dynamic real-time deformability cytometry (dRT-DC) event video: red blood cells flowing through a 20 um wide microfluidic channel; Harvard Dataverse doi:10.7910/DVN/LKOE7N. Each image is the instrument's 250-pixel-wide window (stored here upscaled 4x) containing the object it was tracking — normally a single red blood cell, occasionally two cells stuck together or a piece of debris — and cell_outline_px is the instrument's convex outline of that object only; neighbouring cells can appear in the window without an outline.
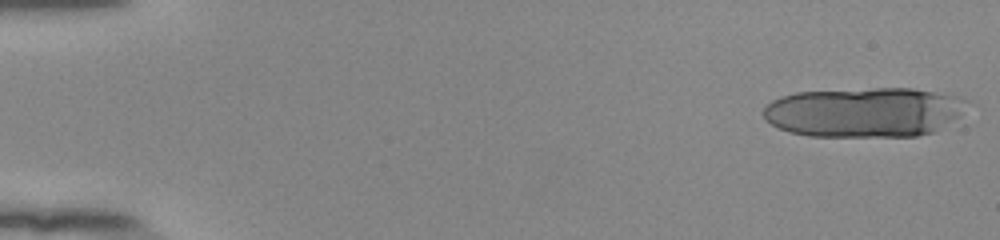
{"species": "human", "species_latin": "Homo sapiens", "temperature_condition": "room temperature", "stored_images_in_passage": 18, "camera_frame_rate_fps": 3000, "um_per_image_px": 0.085, "donor": {"sex": "female"}, "frame": {"image": 1, "passage_image": 1, "time_ms": 0.0, "image_size_px": [1000, 240], "cell_outline_px": [[968, 104], [960, 116], [936, 132], [916, 136], [808, 136], [788, 132], [764, 120], [764, 108], [772, 100], [780, 96], [796, 92], [876, 88], [912, 88], [960, 96], [968, 100]], "centroid_in_image_um": [73.5, 9.53], "position_along_channel_um": 11.5, "area_um2": 59.53}}